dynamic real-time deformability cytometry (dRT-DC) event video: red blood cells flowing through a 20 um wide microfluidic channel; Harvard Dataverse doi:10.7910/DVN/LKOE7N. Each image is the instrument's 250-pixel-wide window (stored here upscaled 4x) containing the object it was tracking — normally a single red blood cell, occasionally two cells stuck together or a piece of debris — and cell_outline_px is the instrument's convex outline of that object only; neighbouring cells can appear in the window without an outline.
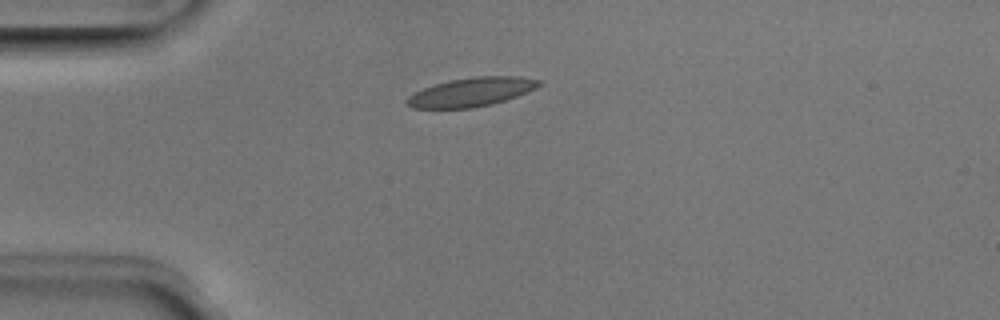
{"species": "Egyptian fruit bat (a non-hibernating species)", "species_latin": "Rousettus aegyptiacus", "temperature_condition": "room temperature", "stored_images_in_passage": 39, "camera_frame_rate_fps": 3000, "um_per_image_px": 0.085, "animal": {"sex": "male"}, "frame": {"image": 1, "passage_image": 1, "time_ms": 0.0, "image_size_px": [1000, 320], "cell_outline_px": [[544, 84], [536, 88], [516, 96], [492, 104], [472, 108], [412, 108], [404, 104], [404, 100], [408, 96], [424, 88], [436, 84], [452, 80], [476, 76], [520, 76], [540, 80]], "centroid_in_image_um": [40.07, 7.82], "position_along_channel_um": 44.9, "area_um2": 22.14}}
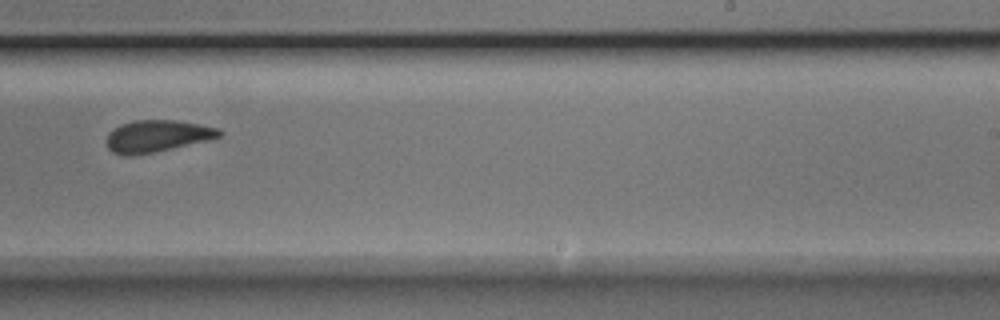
{"frame": {"image": 2, "passage_image": 20, "time_ms": 6.333, "image_size_px": [1000, 320], "cell_outline_px": [[224, 132], [220, 136], [208, 140], [136, 156], [124, 156], [112, 152], [108, 148], [108, 132], [120, 124], [136, 120], [176, 120], [200, 124], [220, 128]], "centroid_in_image_um": [13.36, 11.56], "position_along_channel_um": 275.6, "area_um2": 21.04}}
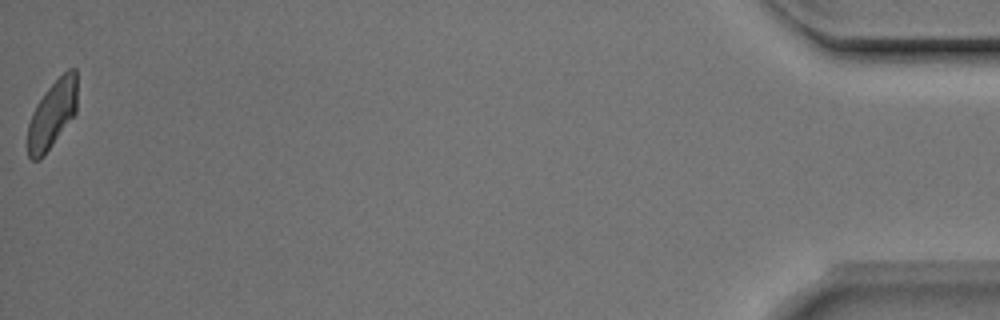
{"frame": {"image": 3, "passage_image": 39, "time_ms": 12.667, "image_size_px": [1000, 320], "cell_outline_px": [[76, 112], [44, 156], [40, 160], [32, 160], [28, 156], [28, 124], [32, 112], [36, 104], [48, 88], [68, 68], [76, 68]], "centroid_in_image_um": [4.43, 9.73], "position_along_channel_um": 430.8, "area_um2": 19.31}, "authors_computed_cell_mechanics": {"area_um2": 21.3282, "velocity_mm_per_s": 3.9553, "shape_relaxation_time_tau1_ms": 3.6938, "shape_relaxation_time_tau2_ms": 1.5502, "deformation_change_tau1": 0.1072, "deformation_change_tau2": 0.0707}}